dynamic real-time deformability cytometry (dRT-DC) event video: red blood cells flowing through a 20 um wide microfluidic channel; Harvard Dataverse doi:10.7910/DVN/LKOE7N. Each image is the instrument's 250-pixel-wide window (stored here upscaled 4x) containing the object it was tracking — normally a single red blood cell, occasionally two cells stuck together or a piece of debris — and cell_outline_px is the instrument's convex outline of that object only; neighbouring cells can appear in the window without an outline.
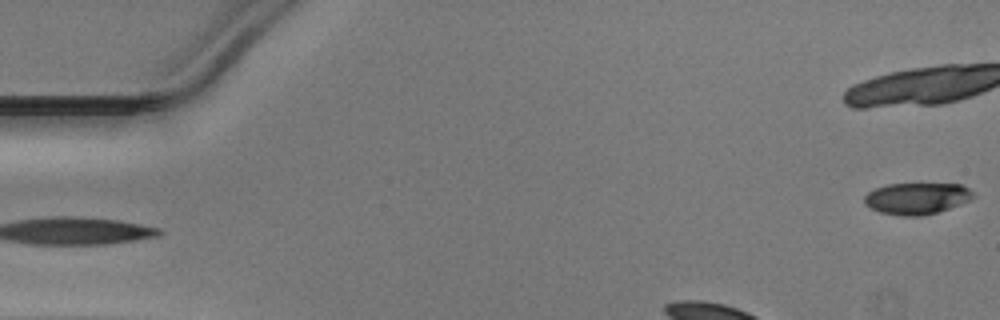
{"species": "Egyptian fruit bat (a non-hibernating species)", "species_latin": "Rousettus aegyptiacus", "temperature_condition": "warm", "stored_images_in_passage": 34, "camera_frame_rate_fps": 3000, "um_per_image_px": 0.085, "animal": {"sex": "male"}, "frame": {"image": 1, "passage_image": 1, "time_ms": 0.0, "image_size_px": [1000, 320], "cell_outline_px": [[976, 196], [960, 204], [936, 212], [920, 216], [900, 216], [880, 212], [864, 204], [864, 196], [868, 192], [876, 188], [888, 184], [960, 184], [976, 192]], "centroid_in_image_um": [77.93, 16.86], "position_along_channel_um": 7.1, "area_um2": 19.94}}
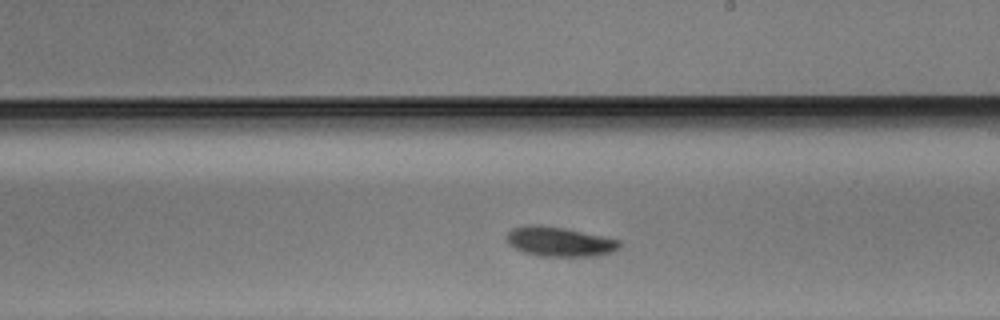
{"frame": {"image": 2, "passage_image": 23, "time_ms": 7.333, "image_size_px": [1000, 320], "cell_outline_px": [[620, 248], [612, 252], [592, 256], [540, 256], [524, 252], [508, 244], [504, 236], [512, 228], [524, 224], [540, 224], [564, 228], [620, 240]], "centroid_in_image_um": [47.5, 20.52], "position_along_channel_um": 241.5, "area_um2": 19.54}}
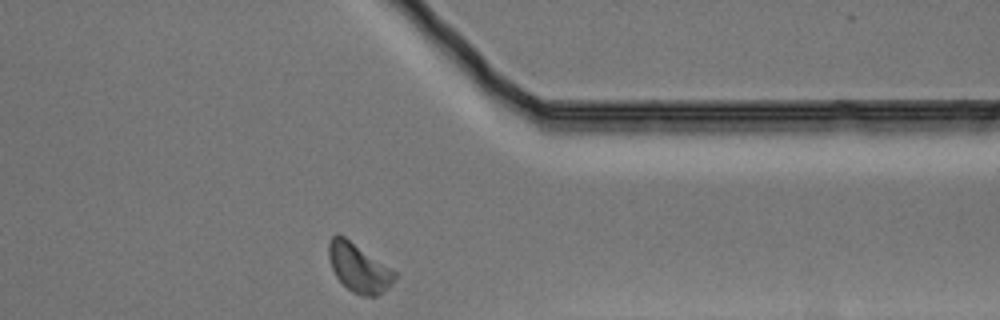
{"frame": {"image": 3, "passage_image": 34, "time_ms": 11.0, "image_size_px": [1000, 320], "cell_outline_px": [[400, 276], [388, 288], [376, 296], [360, 296], [352, 292], [336, 276], [332, 268], [328, 256], [328, 244], [332, 236], [344, 236], [396, 272]], "centroid_in_image_um": [30.52, 22.79], "position_along_channel_um": 380.9, "area_um2": 18.5}}